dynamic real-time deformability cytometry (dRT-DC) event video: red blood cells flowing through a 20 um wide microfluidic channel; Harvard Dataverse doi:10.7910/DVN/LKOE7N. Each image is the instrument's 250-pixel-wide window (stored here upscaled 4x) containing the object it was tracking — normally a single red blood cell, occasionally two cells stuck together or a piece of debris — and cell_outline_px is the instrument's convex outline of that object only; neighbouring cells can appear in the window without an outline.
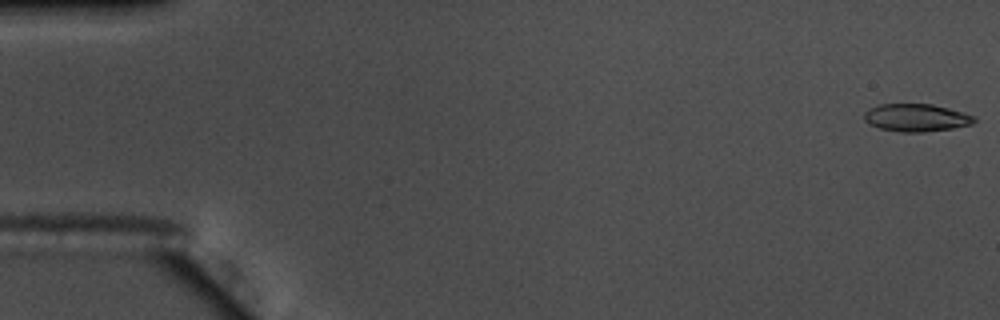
{"species": "common noctule bat (a hibernating species)", "species_latin": "Nyctalus noctula", "temperature_condition": "warm", "stored_images_in_passage": 8, "camera_frame_rate_fps": 3000, "um_per_image_px": 0.085, "animal": {"sex": "male", "body_mass_g": 17.5, "forearm_length_mm": 52.3}, "frame": {"image": 1, "passage_image": 1, "time_ms": 0.0, "image_size_px": [1000, 320], "cell_outline_px": [[976, 120], [972, 124], [952, 128], [924, 132], [900, 132], [880, 128], [868, 124], [864, 120], [864, 112], [868, 108], [880, 104], [932, 104], [964, 112], [976, 116]], "centroid_in_image_um": [77.87, 10.0], "position_along_channel_um": 7.1, "area_um2": 17.86}}